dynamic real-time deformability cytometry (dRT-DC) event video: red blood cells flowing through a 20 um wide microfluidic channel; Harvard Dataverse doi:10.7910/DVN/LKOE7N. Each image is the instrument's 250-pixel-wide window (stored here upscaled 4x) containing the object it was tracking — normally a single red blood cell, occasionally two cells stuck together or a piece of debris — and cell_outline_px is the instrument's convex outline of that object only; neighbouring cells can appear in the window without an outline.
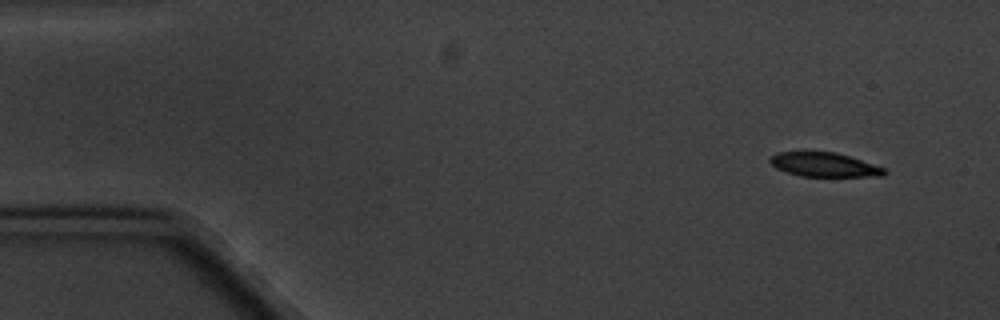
{"species": "common noctule bat (a hibernating species)", "species_latin": "Nyctalus noctula", "temperature_condition": "cold", "stored_images_in_passage": 7, "camera_frame_rate_fps": 3000, "um_per_image_px": 0.085, "animal": {"sex": "male", "body_mass_g": 20.1, "forearm_length_mm": 53.5}, "frame": {"image": 1, "passage_image": 1, "time_ms": 0.0, "image_size_px": [1000, 320], "cell_outline_px": [[888, 172], [884, 176], [800, 176], [776, 168], [768, 160], [772, 156], [780, 152], [804, 148], [836, 152], [884, 168]], "centroid_in_image_um": [69.99, 13.94], "position_along_channel_um": 15.0, "area_um2": 16.59}}
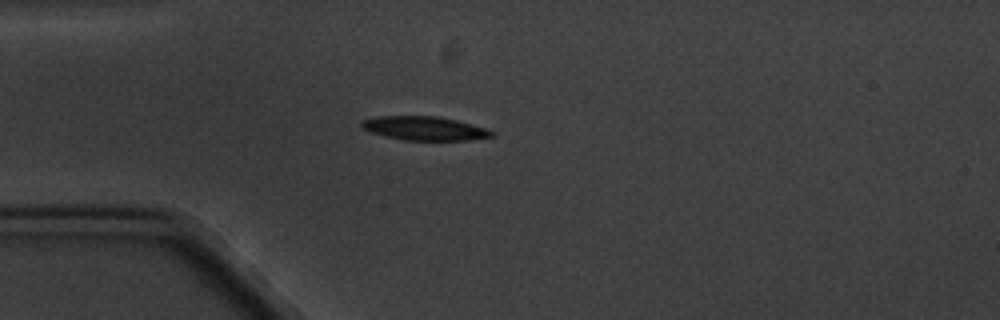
{"frame": {"image": 2, "passage_image": 4, "time_ms": 3.667, "image_size_px": [1000, 320], "cell_outline_px": [[496, 136], [468, 140], [404, 140], [384, 136], [372, 132], [364, 128], [360, 124], [360, 120], [376, 116], [440, 116], [472, 124], [496, 132]], "centroid_in_image_um": [36.1, 10.9], "position_along_channel_um": 48.9, "area_um2": 18.15}}